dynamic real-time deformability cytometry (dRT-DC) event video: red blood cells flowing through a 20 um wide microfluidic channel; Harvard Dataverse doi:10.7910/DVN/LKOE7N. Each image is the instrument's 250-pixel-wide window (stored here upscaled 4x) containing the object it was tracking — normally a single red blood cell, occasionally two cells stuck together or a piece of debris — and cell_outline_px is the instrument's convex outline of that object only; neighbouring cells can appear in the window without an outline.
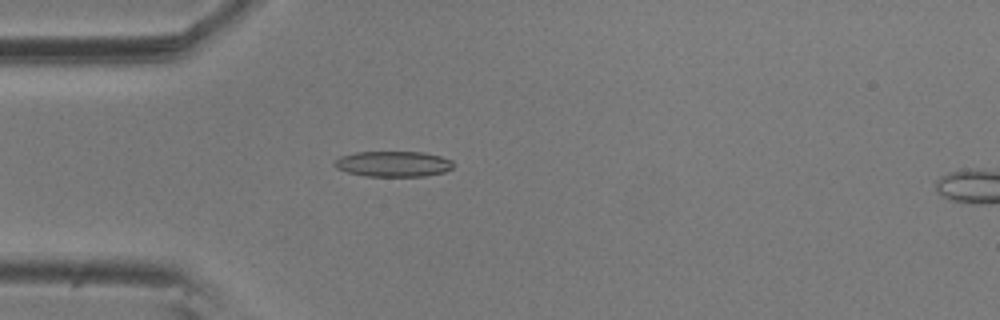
{"species": "common noctule bat (a hibernating species)", "species_latin": "Nyctalus noctula", "temperature_condition": "room temperature", "stored_images_in_passage": 4, "camera_frame_rate_fps": 3000, "um_per_image_px": 0.085, "animal": {"sex": "male", "body_mass_g": 20.5, "forearm_length_mm": 52.5}, "frame": {"image": 1, "passage_image": 3, "time_ms": 0.667, "image_size_px": [1000, 320], "cell_outline_px": [[456, 164], [452, 168], [444, 172], [424, 176], [368, 176], [348, 172], [336, 168], [332, 164], [340, 156], [356, 152], [424, 152], [440, 156], [452, 160]], "centroid_in_image_um": [33.45, 13.93], "position_along_channel_um": 51.6, "area_um2": 17.74}}